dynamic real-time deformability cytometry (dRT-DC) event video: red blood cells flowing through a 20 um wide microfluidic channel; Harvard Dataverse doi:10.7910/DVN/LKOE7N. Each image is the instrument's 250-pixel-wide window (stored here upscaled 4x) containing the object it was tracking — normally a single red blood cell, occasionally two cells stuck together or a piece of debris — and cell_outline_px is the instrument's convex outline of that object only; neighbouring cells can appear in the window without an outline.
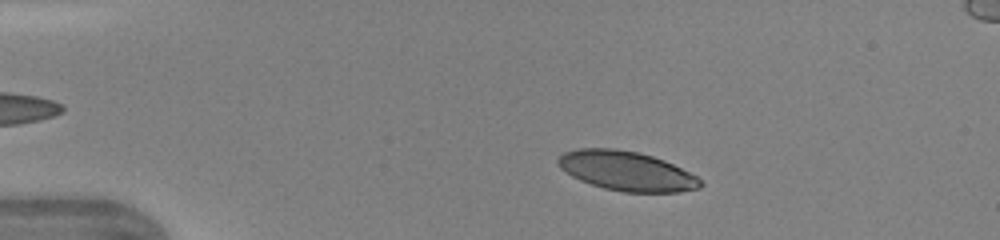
{"species": "human", "species_latin": "Homo sapiens", "temperature_condition": "warm", "stored_images_in_passage": 44, "camera_frame_rate_fps": 3000, "um_per_image_px": 0.085, "donor": {"sex": "female"}, "frame": {"image": 1, "passage_image": 7, "time_ms": 2.0, "image_size_px": [1000, 240], "cell_outline_px": [[704, 184], [700, 188], [676, 192], [624, 192], [604, 188], [580, 180], [572, 176], [560, 168], [556, 160], [564, 152], [580, 148], [616, 148], [636, 152], [652, 156], [664, 160], [696, 176]], "centroid_in_image_um": [53.24, 14.53], "position_along_channel_um": 31.8, "area_um2": 32.48}}
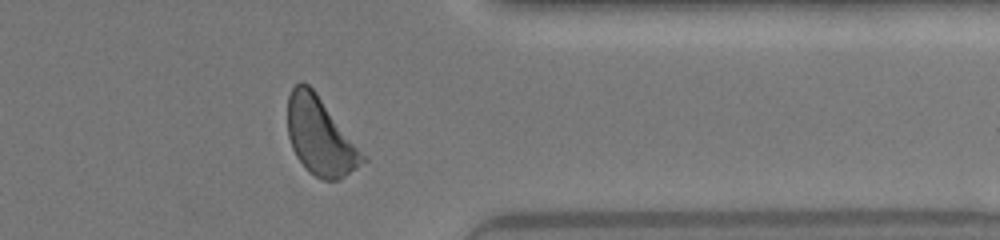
{"frame": {"image": 2, "passage_image": 36, "time_ms": 11.667, "image_size_px": [1000, 240], "cell_outline_px": [[368, 160], [340, 180], [324, 180], [316, 176], [296, 156], [292, 148], [288, 136], [288, 96], [292, 88], [300, 80], [308, 84], [316, 92], [368, 156]], "centroid_in_image_um": [27.26, 11.58], "position_along_channel_um": 384.1, "area_um2": 34.04}}
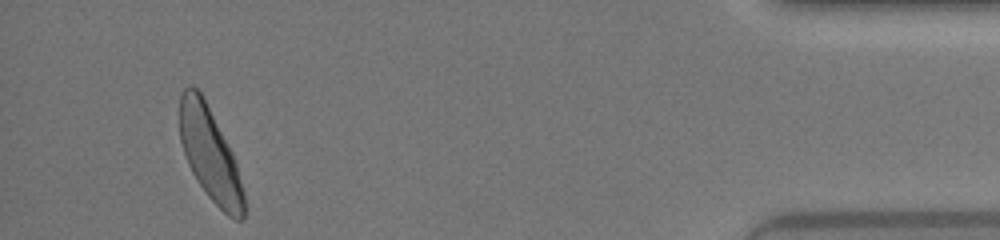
{"frame": {"image": 3, "passage_image": 42, "time_ms": 13.667, "image_size_px": [1000, 240], "cell_outline_px": [[244, 220], [236, 220], [228, 216], [208, 196], [196, 180], [188, 164], [180, 140], [180, 96], [184, 88], [188, 84], [192, 84], [200, 92], [232, 152], [236, 164], [244, 192]], "centroid_in_image_um": [17.84, 13.12], "position_along_channel_um": 417.4, "area_um2": 34.39}, "authors_computed_cell_mechanics": {"area_um2": 34.3043, "velocity_mm_per_s": 4.3463, "shape_relaxation_time_tau1_ms": 2.4358, "shape_relaxation_time_tau2_ms": 0.8967, "deformation_change_tau1": 0.1454, "deformation_change_tau2": 0.0619}}